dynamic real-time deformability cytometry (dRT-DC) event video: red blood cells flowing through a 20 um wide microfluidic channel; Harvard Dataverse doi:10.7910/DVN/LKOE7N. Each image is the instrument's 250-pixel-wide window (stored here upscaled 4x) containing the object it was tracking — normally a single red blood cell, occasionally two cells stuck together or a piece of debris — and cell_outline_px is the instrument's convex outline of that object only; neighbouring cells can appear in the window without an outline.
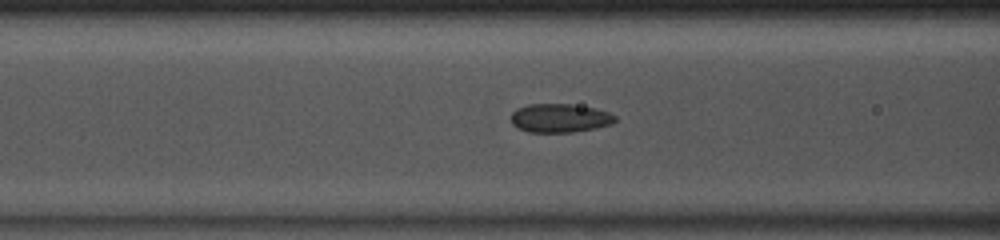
{"species": "common noctule bat (a hibernating species)", "species_latin": "Nyctalus noctula", "temperature_condition": "room temperature", "stored_images_in_passage": 47, "camera_frame_rate_fps": 3000, "um_per_image_px": 0.085, "animal": {"sex": "male", "body_mass_g": 13.0, "forearm_length_mm": 53.1}, "frame": {"image": 1, "passage_image": 20, "time_ms": 6.333, "image_size_px": [1000, 240], "cell_outline_px": [[616, 120], [612, 124], [596, 128], [572, 132], [528, 132], [512, 124], [512, 112], [516, 108], [528, 104], [572, 104], [596, 108], [608, 112], [616, 116]], "centroid_in_image_um": [47.6, 10.03], "position_along_channel_um": 119.0, "area_um2": 17.46}}
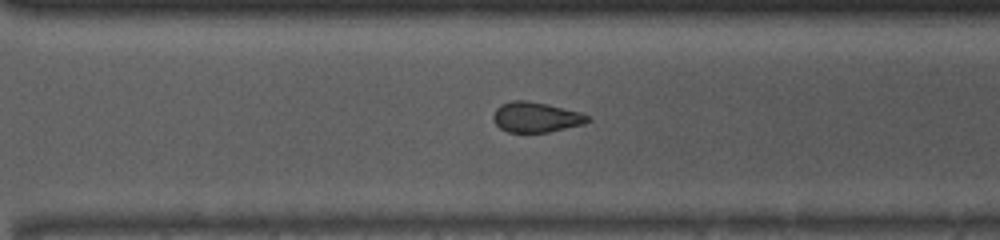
{"frame": {"image": 2, "passage_image": 35, "time_ms": 11.333, "image_size_px": [1000, 240], "cell_outline_px": [[592, 120], [584, 124], [548, 132], [508, 132], [500, 128], [496, 124], [492, 116], [496, 108], [500, 104], [512, 100], [524, 100], [548, 104], [580, 112], [588, 116]], "centroid_in_image_um": [45.55, 9.95], "position_along_channel_um": 325.1, "area_um2": 16.65}}
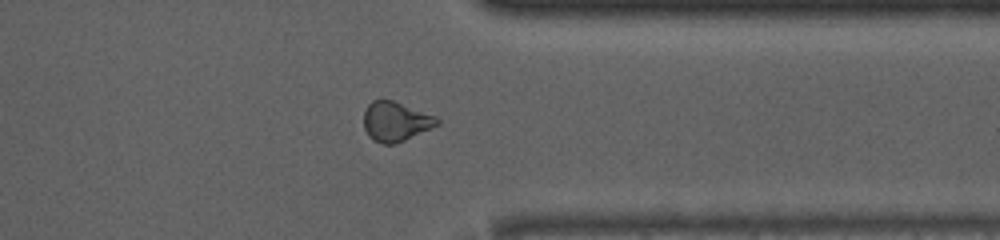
{"frame": {"image": 3, "passage_image": 39, "time_ms": 12.667, "image_size_px": [1000, 240], "cell_outline_px": [[440, 124], [404, 140], [392, 144], [384, 144], [372, 140], [368, 136], [364, 128], [364, 108], [372, 100], [380, 96], [392, 100], [436, 116], [440, 120]], "centroid_in_image_um": [33.59, 10.29], "position_along_channel_um": 377.8, "area_um2": 17.17}}